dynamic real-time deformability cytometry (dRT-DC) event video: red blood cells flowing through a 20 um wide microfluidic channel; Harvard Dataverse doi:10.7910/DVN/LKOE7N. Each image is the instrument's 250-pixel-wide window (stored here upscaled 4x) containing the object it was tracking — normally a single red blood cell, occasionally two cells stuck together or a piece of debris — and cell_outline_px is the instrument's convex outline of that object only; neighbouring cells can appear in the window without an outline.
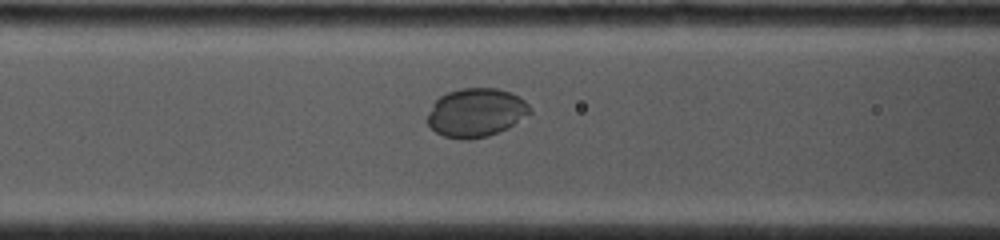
{"species": "common noctule bat (a hibernating species)", "species_latin": "Nyctalus noctula", "temperature_condition": "cold", "stored_images_in_passage": 44, "camera_frame_rate_fps": 4000, "um_per_image_px": 0.085, "animal": {"sex": "female", "body_mass_g": 19.0, "forearm_length_mm": 53.3}, "frame": {"image": 1, "passage_image": 23, "time_ms": 6.25, "image_size_px": [1000, 240], "cell_outline_px": [[532, 112], [508, 128], [488, 136], [468, 140], [464, 140], [444, 136], [436, 132], [428, 124], [428, 112], [432, 104], [440, 96], [448, 92], [460, 88], [496, 88], [512, 92], [524, 100], [532, 108]], "centroid_in_image_um": [40.47, 9.57], "position_along_channel_um": 126.1, "area_um2": 29.19}}
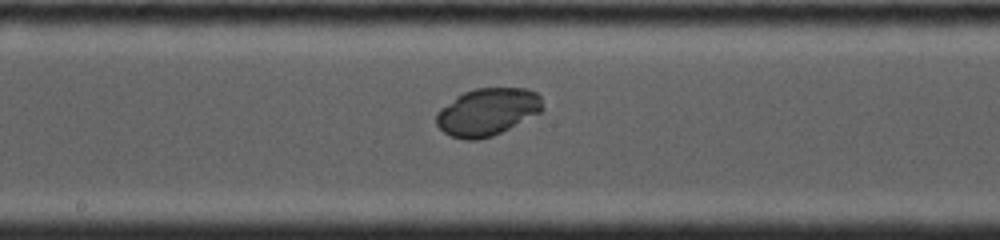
{"frame": {"image": 2, "passage_image": 27, "time_ms": 8.25, "image_size_px": [1000, 240], "cell_outline_px": [[544, 108], [540, 112], [492, 136], [476, 140], [468, 140], [452, 136], [444, 132], [436, 124], [436, 112], [440, 108], [456, 96], [464, 92], [476, 88], [524, 88], [536, 92], [540, 96]], "centroid_in_image_um": [41.4, 9.5], "position_along_channel_um": 206.8, "area_um2": 29.13}}
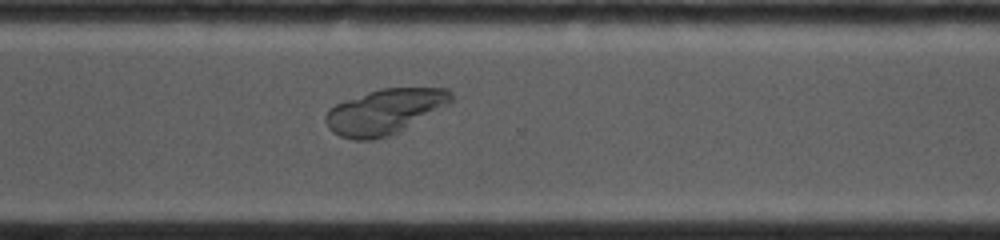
{"frame": {"image": 3, "passage_image": 36, "time_ms": 11.5, "image_size_px": [1000, 240], "cell_outline_px": [[452, 100], [448, 104], [400, 132], [388, 136], [372, 140], [356, 140], [340, 136], [332, 132], [328, 128], [324, 120], [324, 116], [328, 108], [336, 104], [368, 92], [380, 88], [448, 88], [452, 92]], "centroid_in_image_um": [32.67, 9.49], "position_along_channel_um": 337.9, "area_um2": 33.0}}